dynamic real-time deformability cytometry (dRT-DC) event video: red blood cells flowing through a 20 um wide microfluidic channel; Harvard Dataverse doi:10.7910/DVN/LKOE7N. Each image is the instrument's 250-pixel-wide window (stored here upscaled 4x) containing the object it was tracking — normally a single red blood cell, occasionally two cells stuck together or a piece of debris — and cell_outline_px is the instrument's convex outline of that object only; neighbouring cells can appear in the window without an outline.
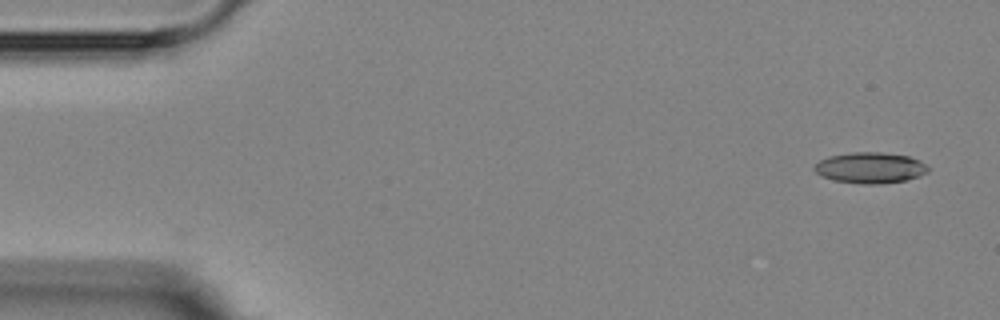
{"species": "Egyptian fruit bat (a non-hibernating species)", "species_latin": "Rousettus aegyptiacus", "temperature_condition": "room temperature", "stored_images_in_passage": 2, "camera_frame_rate_fps": 3000, "um_per_image_px": 0.085, "animal": {"sex": "female"}, "frame": {"image": 1, "passage_image": 2, "time_ms": 1.0, "image_size_px": [1000, 320], "cell_outline_px": [[928, 172], [920, 176], [904, 180], [876, 184], [864, 184], [836, 180], [824, 176], [816, 172], [812, 168], [820, 160], [828, 156], [852, 152], [880, 152], [908, 156], [920, 160], [928, 168]], "centroid_in_image_um": [73.97, 14.25], "position_along_channel_um": 11.0, "area_um2": 20.23}}